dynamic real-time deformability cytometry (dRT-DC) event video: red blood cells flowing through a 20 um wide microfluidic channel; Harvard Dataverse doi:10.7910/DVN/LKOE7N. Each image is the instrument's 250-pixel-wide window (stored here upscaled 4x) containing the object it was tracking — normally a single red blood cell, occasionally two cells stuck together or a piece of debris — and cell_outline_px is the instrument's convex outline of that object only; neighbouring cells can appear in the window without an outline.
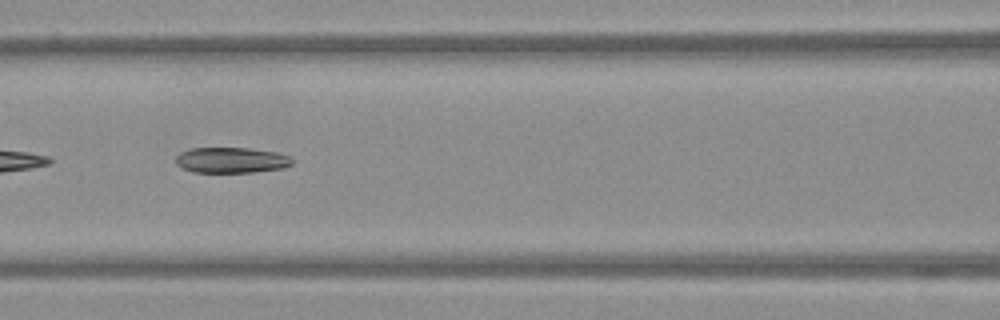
{"species": "Egyptian fruit bat (a non-hibernating species)", "species_latin": "Rousettus aegyptiacus", "temperature_condition": "warm", "stored_images_in_passage": 17, "camera_frame_rate_fps": 3000, "um_per_image_px": 0.085, "frame": {"image": 1, "passage_image": 8, "time_ms": 2.333, "image_size_px": [1000, 320], "cell_outline_px": [[296, 160], [292, 164], [284, 168], [252, 172], [192, 172], [180, 168], [176, 164], [176, 156], [180, 152], [192, 148], [248, 148], [276, 152], [292, 156]], "centroid_in_image_um": [19.69, 13.61], "position_along_channel_um": 146.9, "area_um2": 17.63}}